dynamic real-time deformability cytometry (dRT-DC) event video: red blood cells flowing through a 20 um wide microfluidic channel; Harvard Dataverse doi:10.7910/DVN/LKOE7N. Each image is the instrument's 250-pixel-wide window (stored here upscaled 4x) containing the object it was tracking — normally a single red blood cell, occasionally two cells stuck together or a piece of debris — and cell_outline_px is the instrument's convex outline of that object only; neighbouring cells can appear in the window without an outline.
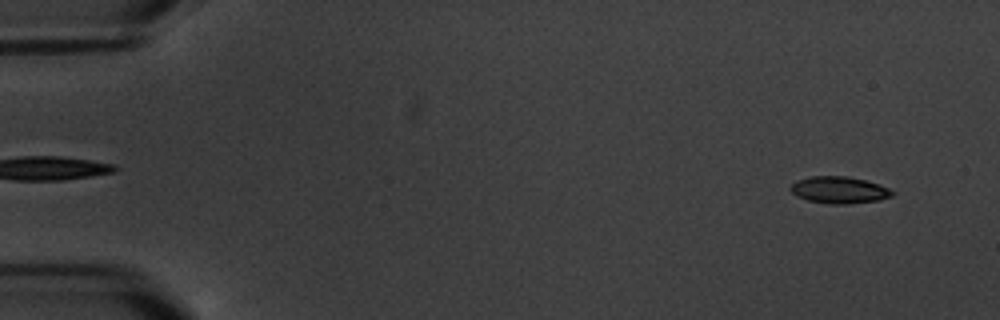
{"species": "common noctule bat (a hibernating species)", "species_latin": "Nyctalus noctula", "temperature_condition": "warm", "stored_images_in_passage": 6, "segment_of_instrument_passage": [1, 2], "camera_frame_rate_fps": 3000, "um_per_image_px": 0.085, "animal": {"sex": "male", "body_mass_g": 20.1, "forearm_length_mm": 53.5}, "frame": {"image": 1, "passage_image": 1, "time_ms": 0.0, "image_size_px": [1000, 320], "cell_outline_px": [[896, 192], [892, 196], [880, 200], [848, 204], [832, 204], [808, 200], [796, 196], [788, 188], [796, 180], [812, 176], [848, 176], [864, 180], [888, 188]], "centroid_in_image_um": [71.32, 16.15], "position_along_channel_um": 13.7, "area_um2": 15.9}}